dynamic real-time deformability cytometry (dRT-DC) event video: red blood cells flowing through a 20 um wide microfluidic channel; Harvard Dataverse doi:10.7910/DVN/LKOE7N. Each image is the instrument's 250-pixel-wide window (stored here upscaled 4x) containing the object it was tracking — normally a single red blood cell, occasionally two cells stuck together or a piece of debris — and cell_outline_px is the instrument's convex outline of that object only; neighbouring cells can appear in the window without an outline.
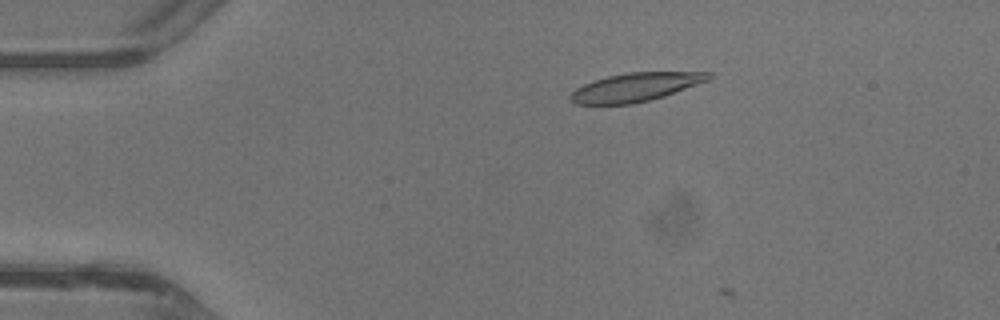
{"species": "common noctule bat (a hibernating species)", "species_latin": "Nyctalus noctula", "temperature_condition": "warm", "stored_images_in_passage": 2, "camera_frame_rate_fps": 3000, "um_per_image_px": 0.085, "animal": {"sex": "male", "body_mass_g": 13.3}, "frame": {"image": 1, "passage_image": 1, "time_ms": 0.0, "image_size_px": [1000, 320], "cell_outline_px": [[712, 76], [708, 80], [664, 96], [632, 104], [576, 104], [568, 96], [576, 88], [592, 80], [608, 76], [628, 72], [712, 72]], "centroid_in_image_um": [54.0, 7.4], "position_along_channel_um": 31.0, "area_um2": 22.77}}